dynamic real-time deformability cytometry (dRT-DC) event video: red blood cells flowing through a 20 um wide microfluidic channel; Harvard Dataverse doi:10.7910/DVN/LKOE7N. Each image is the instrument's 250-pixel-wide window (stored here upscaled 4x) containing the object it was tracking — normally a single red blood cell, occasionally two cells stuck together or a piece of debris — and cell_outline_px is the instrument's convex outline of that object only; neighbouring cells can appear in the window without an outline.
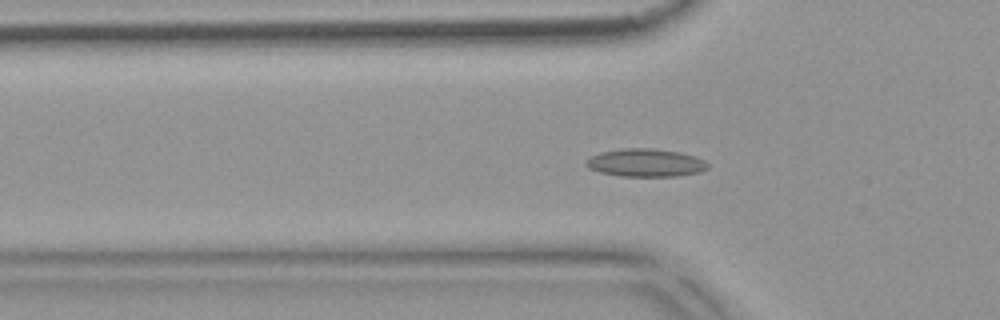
{"species": "common noctule bat (a hibernating species)", "species_latin": "Nyctalus noctula", "temperature_condition": "warm", "stored_images_in_passage": 55, "camera_frame_rate_fps": 3000, "um_per_image_px": 0.085, "animal": {"sex": "female", "body_mass_g": 18.4}, "frame": {"image": 1, "passage_image": 17, "time_ms": 5.333, "image_size_px": [1000, 320], "cell_outline_px": [[708, 168], [700, 172], [676, 176], [620, 176], [600, 172], [588, 168], [584, 164], [584, 160], [600, 152], [620, 148], [652, 148], [680, 152], [704, 160], [708, 164]], "centroid_in_image_um": [54.83, 13.83], "position_along_channel_um": 71.0, "area_um2": 19.88}}
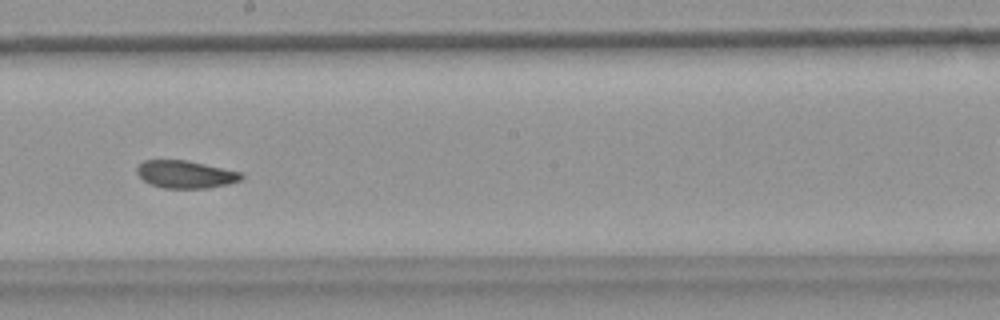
{"frame": {"image": 2, "passage_image": 30, "time_ms": 9.667, "image_size_px": [1000, 320], "cell_outline_px": [[244, 176], [240, 180], [228, 184], [208, 188], [164, 188], [152, 184], [144, 180], [136, 172], [136, 168], [144, 160], [188, 160], [244, 172]], "centroid_in_image_um": [15.82, 14.81], "position_along_channel_um": 232.4, "area_um2": 16.88}}
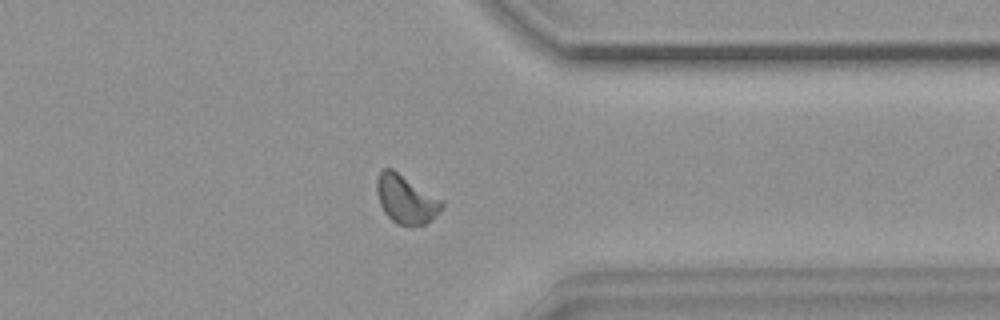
{"frame": {"image": 3, "passage_image": 42, "time_ms": 13.667, "image_size_px": [1000, 320], "cell_outline_px": [[444, 208], [432, 220], [424, 224], [396, 224], [384, 212], [380, 204], [376, 192], [376, 180], [380, 172], [384, 168], [392, 168], [440, 200], [444, 204]], "centroid_in_image_um": [34.48, 16.94], "position_along_channel_um": 376.9, "area_um2": 17.98}, "authors_computed_cell_mechanics": {"area_um2": 17.5712, "velocity_mm_per_s": 3.7289, "shape_relaxation_time_tau1_ms": null, "shape_relaxation_time_tau2_ms": 3.0411, "deformation_change_tau1": null, "deformation_change_tau2": 0.0699}}